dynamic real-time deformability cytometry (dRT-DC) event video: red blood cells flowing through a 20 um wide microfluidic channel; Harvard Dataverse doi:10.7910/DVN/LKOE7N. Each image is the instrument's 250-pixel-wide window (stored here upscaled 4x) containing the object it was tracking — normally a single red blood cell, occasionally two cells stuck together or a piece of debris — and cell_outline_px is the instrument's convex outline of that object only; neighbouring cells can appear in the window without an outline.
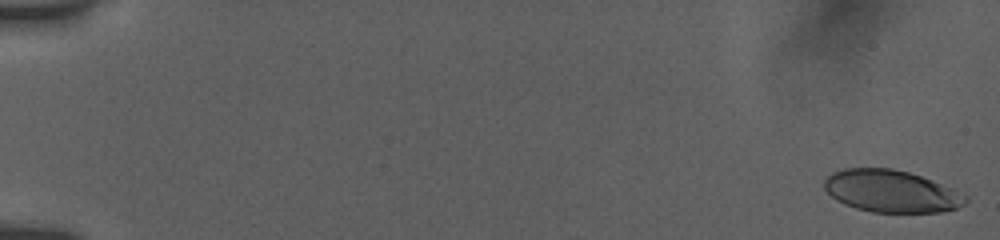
{"species": "human", "species_latin": "Homo sapiens", "temperature_condition": "room temperature", "stored_images_in_passage": 17, "camera_frame_rate_fps": 3000, "um_per_image_px": 0.085, "donor": {"sex": "female"}, "frame": {"image": 1, "passage_image": 1, "time_ms": 0.0, "image_size_px": [1000, 240], "cell_outline_px": [[968, 200], [964, 204], [956, 208], [940, 212], [872, 212], [856, 208], [844, 204], [836, 200], [824, 188], [824, 180], [832, 172], [844, 168], [892, 168], [908, 172], [920, 176], [940, 184], [968, 196]], "centroid_in_image_um": [75.72, 16.25], "position_along_channel_um": 9.3, "area_um2": 34.45}}
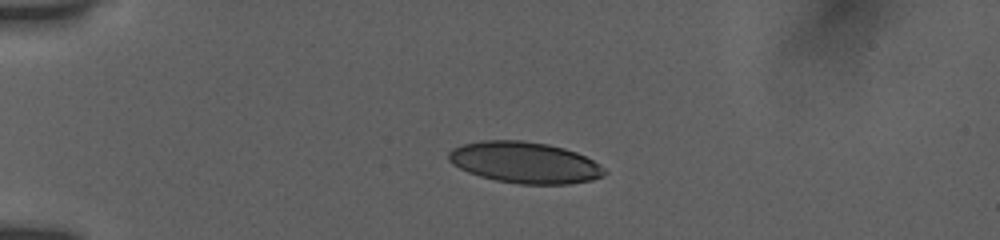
{"frame": {"image": 2, "passage_image": 8, "time_ms": 4.333, "image_size_px": [1000, 240], "cell_outline_px": [[608, 172], [604, 176], [592, 180], [568, 184], [520, 184], [496, 180], [480, 176], [468, 172], [452, 164], [448, 160], [448, 152], [452, 148], [464, 144], [480, 140], [524, 140], [548, 144], [564, 148], [576, 152], [592, 160], [604, 168]], "centroid_in_image_um": [44.6, 13.81], "position_along_channel_um": 40.4, "area_um2": 37.57}}
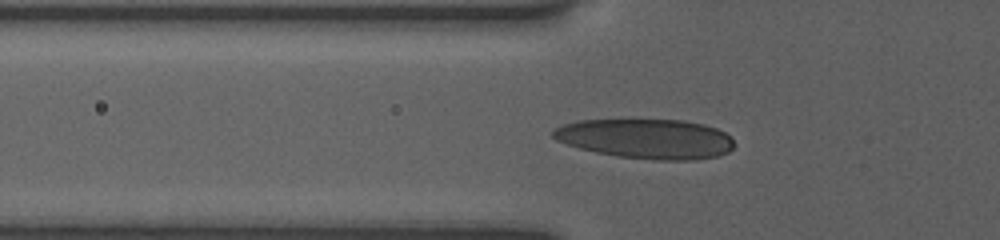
{"frame": {"image": 3, "passage_image": 15, "time_ms": 6.333, "image_size_px": [1000, 240], "cell_outline_px": [[732, 148], [728, 152], [716, 156], [696, 160], [656, 160], [616, 156], [596, 152], [580, 148], [556, 140], [552, 136], [552, 132], [556, 128], [564, 124], [576, 120], [632, 116], [684, 120], [704, 124], [716, 128], [732, 136]], "centroid_in_image_um": [54.89, 11.73], "position_along_channel_um": 70.9, "area_um2": 43.47}}